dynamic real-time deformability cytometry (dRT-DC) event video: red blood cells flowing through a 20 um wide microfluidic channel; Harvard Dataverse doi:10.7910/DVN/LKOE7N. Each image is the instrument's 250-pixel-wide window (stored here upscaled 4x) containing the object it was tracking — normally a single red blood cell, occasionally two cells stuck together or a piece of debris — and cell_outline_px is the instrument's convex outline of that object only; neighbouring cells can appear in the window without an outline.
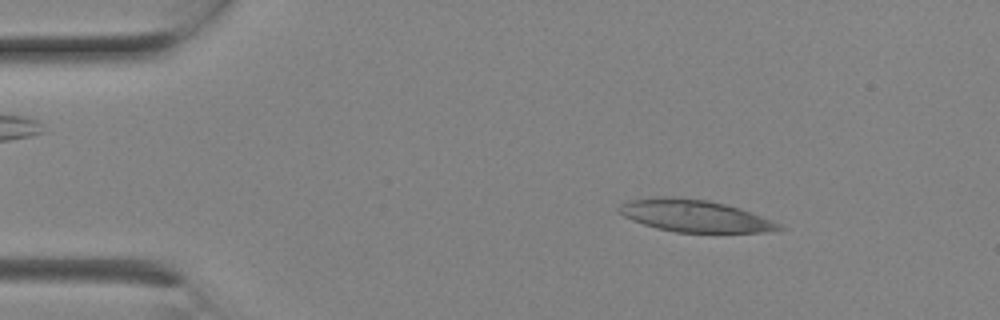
{"species": "Egyptian fruit bat (a non-hibernating species)", "species_latin": "Rousettus aegyptiacus", "temperature_condition": "room temperature", "stored_images_in_passage": 6, "camera_frame_rate_fps": 3000, "um_per_image_px": 0.085, "animal": {"sex": "female"}, "frame": {"image": 1, "passage_image": 2, "time_ms": 0.333, "image_size_px": [1000, 320], "cell_outline_px": [[788, 228], [764, 232], [676, 232], [656, 228], [632, 220], [616, 212], [616, 208], [620, 204], [628, 200], [660, 196], [676, 196], [708, 200], [740, 208], [772, 220]], "centroid_in_image_um": [59.0, 18.33], "position_along_channel_um": 26.0, "area_um2": 30.06}}
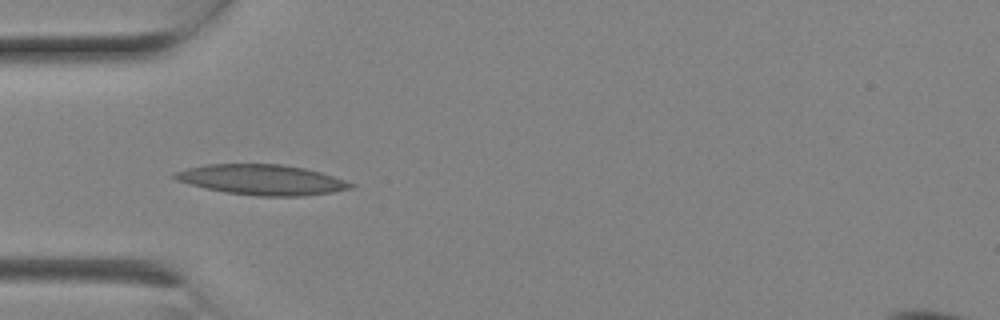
{"frame": {"image": 2, "passage_image": 5, "time_ms": 1.333, "image_size_px": [1000, 320], "cell_outline_px": [[356, 188], [332, 192], [304, 196], [256, 196], [224, 192], [204, 188], [176, 180], [172, 176], [172, 172], [188, 168], [208, 164], [280, 164], [304, 168], [320, 172], [356, 184]], "centroid_in_image_um": [22.26, 15.28], "position_along_channel_um": 62.7, "area_um2": 31.15}}
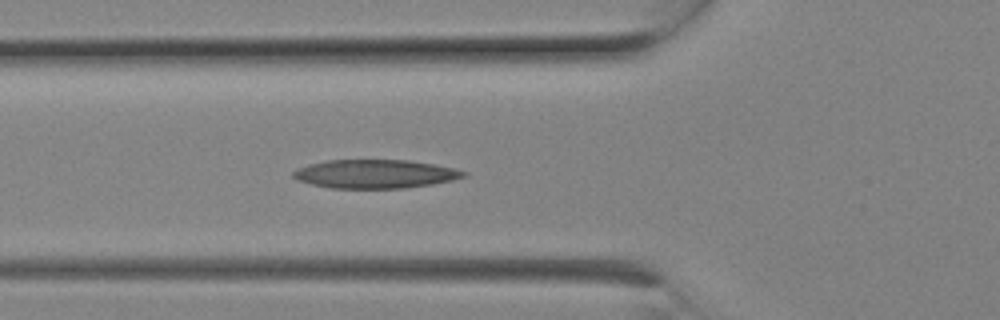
{"frame": {"image": 3, "passage_image": 6, "time_ms": 1.667, "image_size_px": [1000, 320], "cell_outline_px": [[468, 176], [452, 180], [432, 184], [404, 188], [332, 188], [312, 184], [296, 180], [292, 176], [292, 172], [296, 168], [308, 164], [328, 160], [408, 160], [432, 164], [452, 168], [468, 172]], "centroid_in_image_um": [31.86, 14.78], "position_along_channel_um": 93.9, "area_um2": 28.44}}